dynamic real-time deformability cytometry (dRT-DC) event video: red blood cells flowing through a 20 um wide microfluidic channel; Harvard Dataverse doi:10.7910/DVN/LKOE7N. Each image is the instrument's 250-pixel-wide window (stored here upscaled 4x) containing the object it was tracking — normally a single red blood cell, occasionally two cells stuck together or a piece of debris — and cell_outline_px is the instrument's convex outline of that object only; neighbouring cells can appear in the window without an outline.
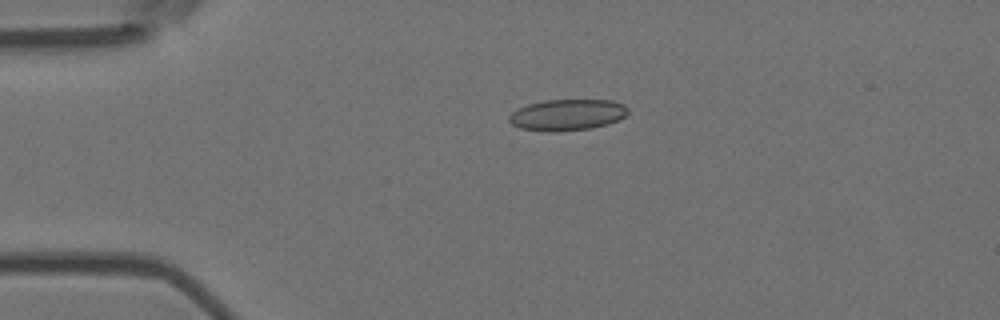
{"species": "Egyptian fruit bat (a non-hibernating species)", "species_latin": "Rousettus aegyptiacus", "temperature_condition": "room temperature", "stored_images_in_passage": 2, "camera_frame_rate_fps": 3000, "um_per_image_px": 0.085, "animal": {"sex": "female"}, "frame": {"image": 1, "passage_image": 1, "time_ms": 0.0, "image_size_px": [1000, 320], "cell_outline_px": [[628, 112], [620, 120], [608, 124], [588, 128], [556, 132], [548, 132], [520, 128], [512, 124], [508, 120], [508, 116], [512, 112], [528, 104], [544, 100], [612, 100], [624, 104], [628, 108]], "centroid_in_image_um": [48.22, 9.76], "position_along_channel_um": 36.8, "area_um2": 21.68}}